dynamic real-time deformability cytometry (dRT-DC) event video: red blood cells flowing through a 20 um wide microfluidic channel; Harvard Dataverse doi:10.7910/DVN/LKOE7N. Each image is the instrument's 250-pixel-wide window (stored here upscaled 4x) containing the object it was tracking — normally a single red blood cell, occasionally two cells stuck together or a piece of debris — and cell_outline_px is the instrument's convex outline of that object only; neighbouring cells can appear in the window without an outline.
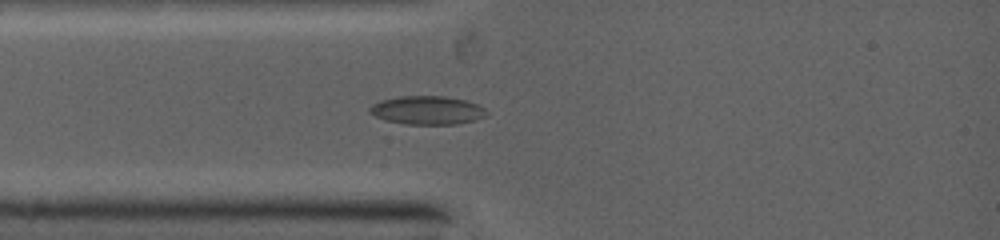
{"species": "common noctule bat (a hibernating species)", "species_latin": "Nyctalus noctula", "temperature_condition": "warm", "stored_images_in_passage": 3, "camera_frame_rate_fps": 5000, "um_per_image_px": 0.085, "animal": {"sex": "female", "body_mass_g": 19.0, "forearm_length_mm": 53.3}, "frame": {"image": 1, "passage_image": 3, "time_ms": 2.2, "image_size_px": [1000, 240], "cell_outline_px": [[484, 108], [480, 116], [476, 120], [456, 124], [408, 124], [388, 120], [376, 116], [368, 112], [368, 108], [384, 100], [400, 96], [440, 96], [464, 100], [476, 104]], "centroid_in_image_um": [36.27, 9.37], "position_along_channel_um": 48.7, "area_um2": 18.67}}